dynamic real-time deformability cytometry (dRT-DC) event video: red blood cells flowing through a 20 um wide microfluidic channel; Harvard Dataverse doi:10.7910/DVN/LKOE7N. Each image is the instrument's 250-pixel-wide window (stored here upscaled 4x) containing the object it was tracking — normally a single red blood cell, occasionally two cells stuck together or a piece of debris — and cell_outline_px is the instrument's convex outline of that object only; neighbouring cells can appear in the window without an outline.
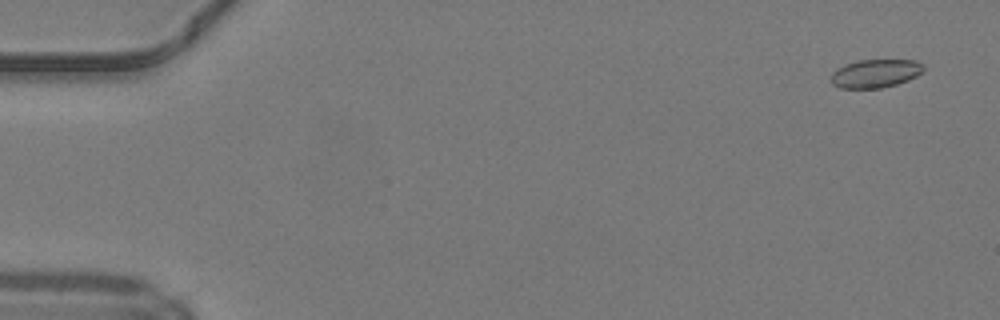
{"species": "common noctule bat (a hibernating species)", "species_latin": "Nyctalus noctula", "temperature_condition": "warm", "stored_images_in_passage": 10, "camera_frame_rate_fps": 3000, "um_per_image_px": 0.085, "animal": {"sex": "male", "body_mass_g": 19.2, "forearm_length_mm": 51.8}, "frame": {"image": 1, "passage_image": 3, "time_ms": 0.667, "image_size_px": [1000, 320], "cell_outline_px": [[924, 68], [916, 76], [908, 80], [896, 84], [880, 88], [840, 88], [832, 84], [828, 76], [836, 68], [844, 64], [856, 60], [916, 60], [924, 64]], "centroid_in_image_um": [74.35, 6.24], "position_along_channel_um": 10.7, "area_um2": 15.49}}